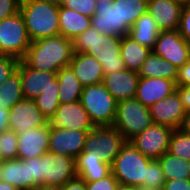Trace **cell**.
Here are the masks:
<instances>
[{
	"label": "cell",
	"mask_w": 190,
	"mask_h": 190,
	"mask_svg": "<svg viewBox=\"0 0 190 190\" xmlns=\"http://www.w3.org/2000/svg\"><path fill=\"white\" fill-rule=\"evenodd\" d=\"M57 79L60 104L74 103L80 100L84 86L69 66L63 67L57 72Z\"/></svg>",
	"instance_id": "f1b7e54d"
},
{
	"label": "cell",
	"mask_w": 190,
	"mask_h": 190,
	"mask_svg": "<svg viewBox=\"0 0 190 190\" xmlns=\"http://www.w3.org/2000/svg\"><path fill=\"white\" fill-rule=\"evenodd\" d=\"M50 124L18 134L17 158L27 160L48 152Z\"/></svg>",
	"instance_id": "ac0fdd59"
},
{
	"label": "cell",
	"mask_w": 190,
	"mask_h": 190,
	"mask_svg": "<svg viewBox=\"0 0 190 190\" xmlns=\"http://www.w3.org/2000/svg\"><path fill=\"white\" fill-rule=\"evenodd\" d=\"M165 180L190 179V161L164 153L159 159Z\"/></svg>",
	"instance_id": "f546056e"
},
{
	"label": "cell",
	"mask_w": 190,
	"mask_h": 190,
	"mask_svg": "<svg viewBox=\"0 0 190 190\" xmlns=\"http://www.w3.org/2000/svg\"><path fill=\"white\" fill-rule=\"evenodd\" d=\"M91 18L59 5L60 35L73 41L91 26Z\"/></svg>",
	"instance_id": "d4e9b609"
},
{
	"label": "cell",
	"mask_w": 190,
	"mask_h": 190,
	"mask_svg": "<svg viewBox=\"0 0 190 190\" xmlns=\"http://www.w3.org/2000/svg\"><path fill=\"white\" fill-rule=\"evenodd\" d=\"M19 12L32 42L60 34L59 5L42 0H21Z\"/></svg>",
	"instance_id": "3957f363"
},
{
	"label": "cell",
	"mask_w": 190,
	"mask_h": 190,
	"mask_svg": "<svg viewBox=\"0 0 190 190\" xmlns=\"http://www.w3.org/2000/svg\"><path fill=\"white\" fill-rule=\"evenodd\" d=\"M8 116L9 110L0 107V133L4 130H9Z\"/></svg>",
	"instance_id": "7dc6e473"
},
{
	"label": "cell",
	"mask_w": 190,
	"mask_h": 190,
	"mask_svg": "<svg viewBox=\"0 0 190 190\" xmlns=\"http://www.w3.org/2000/svg\"><path fill=\"white\" fill-rule=\"evenodd\" d=\"M74 53L94 56L102 65L104 75L126 69L120 55L121 37L100 33L93 26L73 40Z\"/></svg>",
	"instance_id": "6da1fadb"
},
{
	"label": "cell",
	"mask_w": 190,
	"mask_h": 190,
	"mask_svg": "<svg viewBox=\"0 0 190 190\" xmlns=\"http://www.w3.org/2000/svg\"><path fill=\"white\" fill-rule=\"evenodd\" d=\"M61 190H87L86 189V182L76 176L75 178L67 181L62 187Z\"/></svg>",
	"instance_id": "f6af8a7d"
},
{
	"label": "cell",
	"mask_w": 190,
	"mask_h": 190,
	"mask_svg": "<svg viewBox=\"0 0 190 190\" xmlns=\"http://www.w3.org/2000/svg\"><path fill=\"white\" fill-rule=\"evenodd\" d=\"M97 0H64L62 7L72 9L83 15L93 17Z\"/></svg>",
	"instance_id": "8d00e7d4"
},
{
	"label": "cell",
	"mask_w": 190,
	"mask_h": 190,
	"mask_svg": "<svg viewBox=\"0 0 190 190\" xmlns=\"http://www.w3.org/2000/svg\"><path fill=\"white\" fill-rule=\"evenodd\" d=\"M48 123L49 121L38 109L34 100L24 98L9 109V130L17 134L47 125Z\"/></svg>",
	"instance_id": "7c38bea8"
},
{
	"label": "cell",
	"mask_w": 190,
	"mask_h": 190,
	"mask_svg": "<svg viewBox=\"0 0 190 190\" xmlns=\"http://www.w3.org/2000/svg\"><path fill=\"white\" fill-rule=\"evenodd\" d=\"M20 60L9 55L0 54V85L17 70Z\"/></svg>",
	"instance_id": "74e56055"
},
{
	"label": "cell",
	"mask_w": 190,
	"mask_h": 190,
	"mask_svg": "<svg viewBox=\"0 0 190 190\" xmlns=\"http://www.w3.org/2000/svg\"><path fill=\"white\" fill-rule=\"evenodd\" d=\"M162 190H190V179L166 180Z\"/></svg>",
	"instance_id": "ee69618b"
},
{
	"label": "cell",
	"mask_w": 190,
	"mask_h": 190,
	"mask_svg": "<svg viewBox=\"0 0 190 190\" xmlns=\"http://www.w3.org/2000/svg\"><path fill=\"white\" fill-rule=\"evenodd\" d=\"M168 152L174 156L190 161V134L176 129L173 131Z\"/></svg>",
	"instance_id": "836d02e7"
},
{
	"label": "cell",
	"mask_w": 190,
	"mask_h": 190,
	"mask_svg": "<svg viewBox=\"0 0 190 190\" xmlns=\"http://www.w3.org/2000/svg\"><path fill=\"white\" fill-rule=\"evenodd\" d=\"M89 131L50 126L48 151L76 159L83 151Z\"/></svg>",
	"instance_id": "4fadbf2b"
},
{
	"label": "cell",
	"mask_w": 190,
	"mask_h": 190,
	"mask_svg": "<svg viewBox=\"0 0 190 190\" xmlns=\"http://www.w3.org/2000/svg\"><path fill=\"white\" fill-rule=\"evenodd\" d=\"M91 26L100 33L110 36L129 35V31L120 23L118 0L113 3L97 2L95 14L91 18Z\"/></svg>",
	"instance_id": "e0dca14e"
},
{
	"label": "cell",
	"mask_w": 190,
	"mask_h": 190,
	"mask_svg": "<svg viewBox=\"0 0 190 190\" xmlns=\"http://www.w3.org/2000/svg\"><path fill=\"white\" fill-rule=\"evenodd\" d=\"M42 1H48L51 3H55L57 5H61L64 2V0H42Z\"/></svg>",
	"instance_id": "db71d44e"
},
{
	"label": "cell",
	"mask_w": 190,
	"mask_h": 190,
	"mask_svg": "<svg viewBox=\"0 0 190 190\" xmlns=\"http://www.w3.org/2000/svg\"><path fill=\"white\" fill-rule=\"evenodd\" d=\"M179 130L190 134V110L186 111Z\"/></svg>",
	"instance_id": "c3c4849f"
},
{
	"label": "cell",
	"mask_w": 190,
	"mask_h": 190,
	"mask_svg": "<svg viewBox=\"0 0 190 190\" xmlns=\"http://www.w3.org/2000/svg\"><path fill=\"white\" fill-rule=\"evenodd\" d=\"M17 69L21 77L22 93L25 99L34 100L49 87H59L57 72L38 71L20 60Z\"/></svg>",
	"instance_id": "5bb4252c"
},
{
	"label": "cell",
	"mask_w": 190,
	"mask_h": 190,
	"mask_svg": "<svg viewBox=\"0 0 190 190\" xmlns=\"http://www.w3.org/2000/svg\"><path fill=\"white\" fill-rule=\"evenodd\" d=\"M165 181L161 164L158 160H151L147 165L146 182L143 186L162 189Z\"/></svg>",
	"instance_id": "d590c367"
},
{
	"label": "cell",
	"mask_w": 190,
	"mask_h": 190,
	"mask_svg": "<svg viewBox=\"0 0 190 190\" xmlns=\"http://www.w3.org/2000/svg\"><path fill=\"white\" fill-rule=\"evenodd\" d=\"M175 91L176 83L174 80L140 77L135 98L149 108Z\"/></svg>",
	"instance_id": "44dd1931"
},
{
	"label": "cell",
	"mask_w": 190,
	"mask_h": 190,
	"mask_svg": "<svg viewBox=\"0 0 190 190\" xmlns=\"http://www.w3.org/2000/svg\"><path fill=\"white\" fill-rule=\"evenodd\" d=\"M180 99L186 111L190 110V86H176Z\"/></svg>",
	"instance_id": "bcb514c9"
},
{
	"label": "cell",
	"mask_w": 190,
	"mask_h": 190,
	"mask_svg": "<svg viewBox=\"0 0 190 190\" xmlns=\"http://www.w3.org/2000/svg\"><path fill=\"white\" fill-rule=\"evenodd\" d=\"M21 0H0V21L19 12Z\"/></svg>",
	"instance_id": "b9f144b4"
},
{
	"label": "cell",
	"mask_w": 190,
	"mask_h": 190,
	"mask_svg": "<svg viewBox=\"0 0 190 190\" xmlns=\"http://www.w3.org/2000/svg\"><path fill=\"white\" fill-rule=\"evenodd\" d=\"M116 190H135V187L119 184Z\"/></svg>",
	"instance_id": "816d5d0a"
},
{
	"label": "cell",
	"mask_w": 190,
	"mask_h": 190,
	"mask_svg": "<svg viewBox=\"0 0 190 190\" xmlns=\"http://www.w3.org/2000/svg\"><path fill=\"white\" fill-rule=\"evenodd\" d=\"M38 109L43 113L48 121L55 115L57 108L60 106L59 87H49L42 91L34 99Z\"/></svg>",
	"instance_id": "d6a6232c"
},
{
	"label": "cell",
	"mask_w": 190,
	"mask_h": 190,
	"mask_svg": "<svg viewBox=\"0 0 190 190\" xmlns=\"http://www.w3.org/2000/svg\"><path fill=\"white\" fill-rule=\"evenodd\" d=\"M107 1L113 3L115 0H97V2H107Z\"/></svg>",
	"instance_id": "9f6ffc18"
},
{
	"label": "cell",
	"mask_w": 190,
	"mask_h": 190,
	"mask_svg": "<svg viewBox=\"0 0 190 190\" xmlns=\"http://www.w3.org/2000/svg\"><path fill=\"white\" fill-rule=\"evenodd\" d=\"M177 72L176 66L151 51L142 64L138 75L144 78H166L176 81Z\"/></svg>",
	"instance_id": "4316f807"
},
{
	"label": "cell",
	"mask_w": 190,
	"mask_h": 190,
	"mask_svg": "<svg viewBox=\"0 0 190 190\" xmlns=\"http://www.w3.org/2000/svg\"><path fill=\"white\" fill-rule=\"evenodd\" d=\"M139 78L137 72L123 69L104 75L102 83L114 99L119 102L136 97Z\"/></svg>",
	"instance_id": "d6986e66"
},
{
	"label": "cell",
	"mask_w": 190,
	"mask_h": 190,
	"mask_svg": "<svg viewBox=\"0 0 190 190\" xmlns=\"http://www.w3.org/2000/svg\"><path fill=\"white\" fill-rule=\"evenodd\" d=\"M120 23L128 31L139 17L148 12V0H118Z\"/></svg>",
	"instance_id": "1f68e13d"
},
{
	"label": "cell",
	"mask_w": 190,
	"mask_h": 190,
	"mask_svg": "<svg viewBox=\"0 0 190 190\" xmlns=\"http://www.w3.org/2000/svg\"><path fill=\"white\" fill-rule=\"evenodd\" d=\"M22 99L21 77L17 69L0 85V107L9 110Z\"/></svg>",
	"instance_id": "4dcf8cb0"
},
{
	"label": "cell",
	"mask_w": 190,
	"mask_h": 190,
	"mask_svg": "<svg viewBox=\"0 0 190 190\" xmlns=\"http://www.w3.org/2000/svg\"><path fill=\"white\" fill-rule=\"evenodd\" d=\"M0 180L18 190H33V180H29L28 163L19 158L0 161Z\"/></svg>",
	"instance_id": "603a6c76"
},
{
	"label": "cell",
	"mask_w": 190,
	"mask_h": 190,
	"mask_svg": "<svg viewBox=\"0 0 190 190\" xmlns=\"http://www.w3.org/2000/svg\"><path fill=\"white\" fill-rule=\"evenodd\" d=\"M76 174L85 182H94L109 175L111 165L102 160L101 156L89 155L82 151L75 159Z\"/></svg>",
	"instance_id": "cb8c5ba5"
},
{
	"label": "cell",
	"mask_w": 190,
	"mask_h": 190,
	"mask_svg": "<svg viewBox=\"0 0 190 190\" xmlns=\"http://www.w3.org/2000/svg\"><path fill=\"white\" fill-rule=\"evenodd\" d=\"M152 51L177 68L190 60V43L180 35L178 30L161 31Z\"/></svg>",
	"instance_id": "8fae6325"
},
{
	"label": "cell",
	"mask_w": 190,
	"mask_h": 190,
	"mask_svg": "<svg viewBox=\"0 0 190 190\" xmlns=\"http://www.w3.org/2000/svg\"><path fill=\"white\" fill-rule=\"evenodd\" d=\"M178 31L190 43V4H184L183 6Z\"/></svg>",
	"instance_id": "60d3db41"
},
{
	"label": "cell",
	"mask_w": 190,
	"mask_h": 190,
	"mask_svg": "<svg viewBox=\"0 0 190 190\" xmlns=\"http://www.w3.org/2000/svg\"><path fill=\"white\" fill-rule=\"evenodd\" d=\"M28 163L29 180H33V190L42 185L41 157L24 160Z\"/></svg>",
	"instance_id": "f35d334b"
},
{
	"label": "cell",
	"mask_w": 190,
	"mask_h": 190,
	"mask_svg": "<svg viewBox=\"0 0 190 190\" xmlns=\"http://www.w3.org/2000/svg\"><path fill=\"white\" fill-rule=\"evenodd\" d=\"M151 51L152 49L141 45L129 35L121 37L120 55L127 70L138 73Z\"/></svg>",
	"instance_id": "484cf974"
},
{
	"label": "cell",
	"mask_w": 190,
	"mask_h": 190,
	"mask_svg": "<svg viewBox=\"0 0 190 190\" xmlns=\"http://www.w3.org/2000/svg\"><path fill=\"white\" fill-rule=\"evenodd\" d=\"M153 124L179 129L186 110L177 91L149 107Z\"/></svg>",
	"instance_id": "9a60e30c"
},
{
	"label": "cell",
	"mask_w": 190,
	"mask_h": 190,
	"mask_svg": "<svg viewBox=\"0 0 190 190\" xmlns=\"http://www.w3.org/2000/svg\"><path fill=\"white\" fill-rule=\"evenodd\" d=\"M80 103L94 126H112L116 117L117 101L103 83L83 87Z\"/></svg>",
	"instance_id": "5b68a950"
},
{
	"label": "cell",
	"mask_w": 190,
	"mask_h": 190,
	"mask_svg": "<svg viewBox=\"0 0 190 190\" xmlns=\"http://www.w3.org/2000/svg\"><path fill=\"white\" fill-rule=\"evenodd\" d=\"M34 190H61V187L42 184Z\"/></svg>",
	"instance_id": "681fc988"
},
{
	"label": "cell",
	"mask_w": 190,
	"mask_h": 190,
	"mask_svg": "<svg viewBox=\"0 0 190 190\" xmlns=\"http://www.w3.org/2000/svg\"><path fill=\"white\" fill-rule=\"evenodd\" d=\"M42 184L62 187L67 181L75 178V159L67 155L45 152L41 156Z\"/></svg>",
	"instance_id": "30bf717a"
},
{
	"label": "cell",
	"mask_w": 190,
	"mask_h": 190,
	"mask_svg": "<svg viewBox=\"0 0 190 190\" xmlns=\"http://www.w3.org/2000/svg\"><path fill=\"white\" fill-rule=\"evenodd\" d=\"M151 160L127 141L111 165V170L119 184L141 186L146 182L147 165Z\"/></svg>",
	"instance_id": "277c9868"
},
{
	"label": "cell",
	"mask_w": 190,
	"mask_h": 190,
	"mask_svg": "<svg viewBox=\"0 0 190 190\" xmlns=\"http://www.w3.org/2000/svg\"><path fill=\"white\" fill-rule=\"evenodd\" d=\"M18 134L11 130L0 133V161L17 158Z\"/></svg>",
	"instance_id": "e575fe53"
},
{
	"label": "cell",
	"mask_w": 190,
	"mask_h": 190,
	"mask_svg": "<svg viewBox=\"0 0 190 190\" xmlns=\"http://www.w3.org/2000/svg\"><path fill=\"white\" fill-rule=\"evenodd\" d=\"M126 142L113 125L95 126L87 135L83 151L89 155L101 156L104 162L112 165Z\"/></svg>",
	"instance_id": "ba28073f"
},
{
	"label": "cell",
	"mask_w": 190,
	"mask_h": 190,
	"mask_svg": "<svg viewBox=\"0 0 190 190\" xmlns=\"http://www.w3.org/2000/svg\"><path fill=\"white\" fill-rule=\"evenodd\" d=\"M183 4H190V0H177Z\"/></svg>",
	"instance_id": "11a10c76"
},
{
	"label": "cell",
	"mask_w": 190,
	"mask_h": 190,
	"mask_svg": "<svg viewBox=\"0 0 190 190\" xmlns=\"http://www.w3.org/2000/svg\"><path fill=\"white\" fill-rule=\"evenodd\" d=\"M119 185L118 180L115 178L113 173L111 172L109 175L104 178L94 181V182H86L87 190H116Z\"/></svg>",
	"instance_id": "ab89813d"
},
{
	"label": "cell",
	"mask_w": 190,
	"mask_h": 190,
	"mask_svg": "<svg viewBox=\"0 0 190 190\" xmlns=\"http://www.w3.org/2000/svg\"><path fill=\"white\" fill-rule=\"evenodd\" d=\"M135 190H162V189L145 187V186L141 185V186H135Z\"/></svg>",
	"instance_id": "f5cc1de1"
},
{
	"label": "cell",
	"mask_w": 190,
	"mask_h": 190,
	"mask_svg": "<svg viewBox=\"0 0 190 190\" xmlns=\"http://www.w3.org/2000/svg\"><path fill=\"white\" fill-rule=\"evenodd\" d=\"M49 124L52 127L80 131H91L95 128L80 101L60 104Z\"/></svg>",
	"instance_id": "2e32d148"
},
{
	"label": "cell",
	"mask_w": 190,
	"mask_h": 190,
	"mask_svg": "<svg viewBox=\"0 0 190 190\" xmlns=\"http://www.w3.org/2000/svg\"><path fill=\"white\" fill-rule=\"evenodd\" d=\"M153 124L149 108L136 98L117 102L116 117L113 126L126 141L140 134Z\"/></svg>",
	"instance_id": "8992f818"
},
{
	"label": "cell",
	"mask_w": 190,
	"mask_h": 190,
	"mask_svg": "<svg viewBox=\"0 0 190 190\" xmlns=\"http://www.w3.org/2000/svg\"><path fill=\"white\" fill-rule=\"evenodd\" d=\"M83 86L103 82L104 72L101 63L86 53H74L68 65Z\"/></svg>",
	"instance_id": "7402d4cb"
},
{
	"label": "cell",
	"mask_w": 190,
	"mask_h": 190,
	"mask_svg": "<svg viewBox=\"0 0 190 190\" xmlns=\"http://www.w3.org/2000/svg\"><path fill=\"white\" fill-rule=\"evenodd\" d=\"M31 42L20 12L0 21V54L22 60Z\"/></svg>",
	"instance_id": "52a82bcc"
},
{
	"label": "cell",
	"mask_w": 190,
	"mask_h": 190,
	"mask_svg": "<svg viewBox=\"0 0 190 190\" xmlns=\"http://www.w3.org/2000/svg\"><path fill=\"white\" fill-rule=\"evenodd\" d=\"M160 32L156 21L147 12L130 27L129 36L141 45L153 49Z\"/></svg>",
	"instance_id": "83f0119b"
},
{
	"label": "cell",
	"mask_w": 190,
	"mask_h": 190,
	"mask_svg": "<svg viewBox=\"0 0 190 190\" xmlns=\"http://www.w3.org/2000/svg\"><path fill=\"white\" fill-rule=\"evenodd\" d=\"M73 55V41L59 34L31 42L22 61L38 71L58 72L70 64Z\"/></svg>",
	"instance_id": "7a4b0ae2"
},
{
	"label": "cell",
	"mask_w": 190,
	"mask_h": 190,
	"mask_svg": "<svg viewBox=\"0 0 190 190\" xmlns=\"http://www.w3.org/2000/svg\"><path fill=\"white\" fill-rule=\"evenodd\" d=\"M0 190H18V189L12 186L11 184H8L0 180Z\"/></svg>",
	"instance_id": "f907efd6"
},
{
	"label": "cell",
	"mask_w": 190,
	"mask_h": 190,
	"mask_svg": "<svg viewBox=\"0 0 190 190\" xmlns=\"http://www.w3.org/2000/svg\"><path fill=\"white\" fill-rule=\"evenodd\" d=\"M176 86H190V60L178 68Z\"/></svg>",
	"instance_id": "7bdbcfd3"
},
{
	"label": "cell",
	"mask_w": 190,
	"mask_h": 190,
	"mask_svg": "<svg viewBox=\"0 0 190 190\" xmlns=\"http://www.w3.org/2000/svg\"><path fill=\"white\" fill-rule=\"evenodd\" d=\"M183 6L177 0H148V12L161 31L178 30Z\"/></svg>",
	"instance_id": "ffe728a7"
},
{
	"label": "cell",
	"mask_w": 190,
	"mask_h": 190,
	"mask_svg": "<svg viewBox=\"0 0 190 190\" xmlns=\"http://www.w3.org/2000/svg\"><path fill=\"white\" fill-rule=\"evenodd\" d=\"M173 129L160 124H152L129 142L145 157L158 160L168 152Z\"/></svg>",
	"instance_id": "9c48e42d"
}]
</instances>
